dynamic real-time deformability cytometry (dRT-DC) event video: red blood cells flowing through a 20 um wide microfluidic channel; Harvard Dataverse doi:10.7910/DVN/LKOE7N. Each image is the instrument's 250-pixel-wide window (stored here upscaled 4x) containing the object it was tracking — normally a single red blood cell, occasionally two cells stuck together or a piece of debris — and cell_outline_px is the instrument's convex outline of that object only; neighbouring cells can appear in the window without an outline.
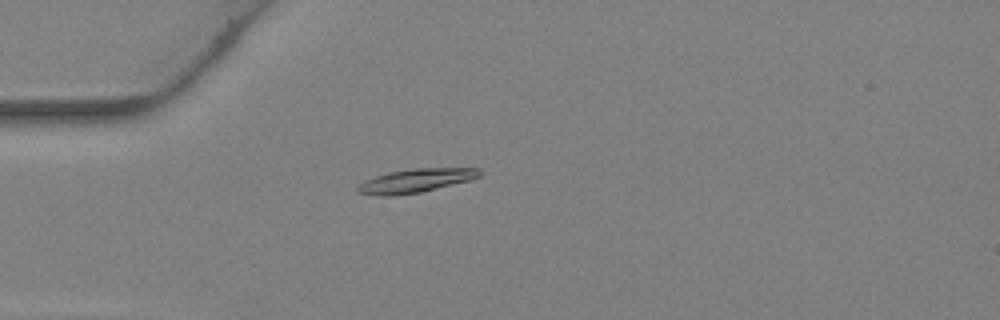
{"species": "Egyptian fruit bat (a non-hibernating species)", "species_latin": "Rousettus aegyptiacus", "temperature_condition": "warm", "stored_images_in_passage": 21, "camera_frame_rate_fps": 3000, "um_per_image_px": 0.085, "animal": {"sex": "female"}, "frame": {"image": 1, "passage_image": 12, "time_ms": 3.667, "image_size_px": [1000, 320], "cell_outline_px": [[480, 176], [472, 180], [420, 192], [392, 196], [380, 196], [356, 192], [356, 188], [364, 180], [388, 172], [412, 168], [480, 168]], "centroid_in_image_um": [35.32, 15.35], "position_along_channel_um": 49.7, "area_um2": 16.88}}
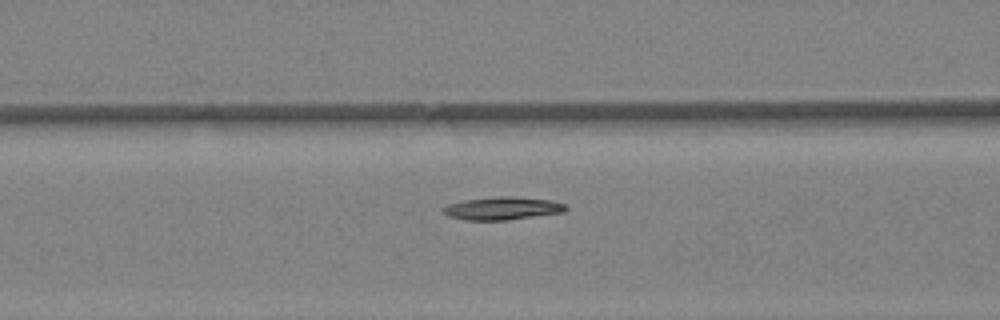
{"frame": {"image": 2, "passage_image": 17, "time_ms": 5.333, "image_size_px": [1000, 320], "cell_outline_px": [[568, 208], [564, 212], [508, 220], [464, 220], [448, 216], [440, 212], [440, 208], [448, 204], [464, 200], [500, 196], [516, 196], [552, 200], [564, 204]], "centroid_in_image_um": [42.67, 17.71], "position_along_channel_um": 123.9, "area_um2": 16.59}}
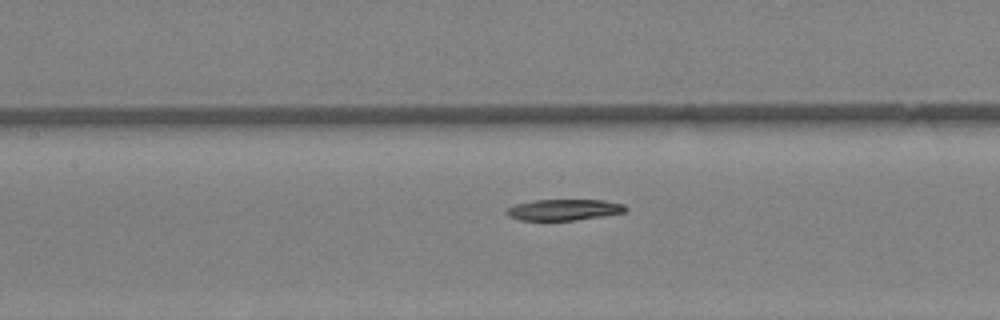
{"frame": {"image": 3, "passage_image": 19, "time_ms": 6.0, "image_size_px": [1000, 320], "cell_outline_px": [[628, 208], [624, 212], [604, 216], [576, 220], [520, 220], [508, 216], [504, 212], [508, 208], [516, 204], [532, 200], [604, 200], [624, 204]], "centroid_in_image_um": [47.93, 17.83], "position_along_channel_um": 159.5, "area_um2": 14.68}}